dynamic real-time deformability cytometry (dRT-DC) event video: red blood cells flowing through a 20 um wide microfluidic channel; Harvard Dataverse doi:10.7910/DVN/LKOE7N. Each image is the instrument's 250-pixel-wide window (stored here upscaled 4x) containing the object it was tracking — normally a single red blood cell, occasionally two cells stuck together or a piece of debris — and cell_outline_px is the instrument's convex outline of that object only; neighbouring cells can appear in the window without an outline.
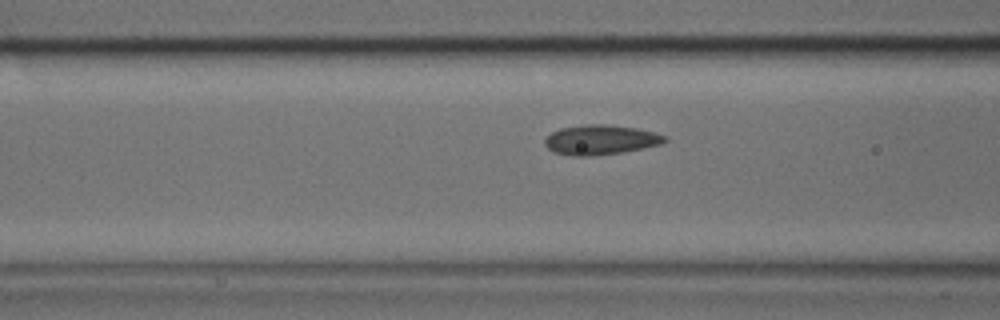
{"species": "common noctule bat (a hibernating species)", "species_latin": "Nyctalus noctula", "temperature_condition": "cold", "stored_images_in_passage": 37, "camera_frame_rate_fps": 3000, "um_per_image_px": 0.085, "animal": {"sex": "male", "body_mass_g": 17.9, "forearm_length_mm": 54.2}, "frame": {"image": 1, "passage_image": 11, "time_ms": 3.333, "image_size_px": [1000, 320], "cell_outline_px": [[668, 140], [660, 144], [644, 148], [624, 152], [596, 156], [572, 156], [552, 152], [544, 144], [544, 136], [560, 128], [584, 124], [608, 124], [636, 128], [668, 136]], "centroid_in_image_um": [51.02, 11.89], "position_along_channel_um": 115.6, "area_um2": 21.15}}
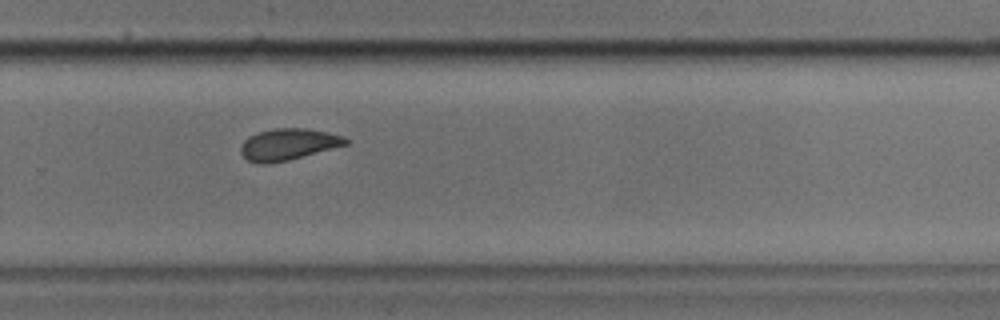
{"frame": {"image": 2, "passage_image": 25, "time_ms": 8.0, "image_size_px": [1000, 320], "cell_outline_px": [[348, 144], [288, 160], [268, 164], [260, 164], [248, 160], [240, 152], [240, 148], [244, 140], [248, 136], [256, 132], [276, 128], [308, 128], [328, 132], [344, 136], [348, 140]], "centroid_in_image_um": [24.48, 12.26], "position_along_channel_um": 305.3, "area_um2": 19.31}}
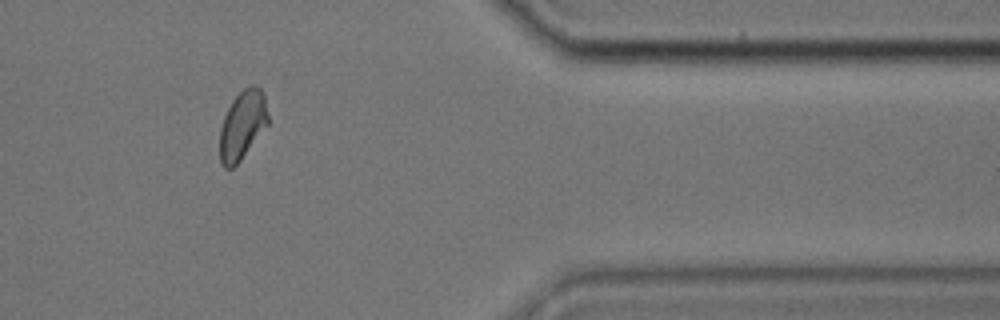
{"frame": {"image": 3, "passage_image": 33, "time_ms": 10.667, "image_size_px": [1000, 320], "cell_outline_px": [[268, 124], [240, 160], [232, 168], [224, 168], [220, 164], [220, 128], [224, 116], [232, 100], [244, 88], [252, 84], [260, 88], [264, 96], [268, 116]], "centroid_in_image_um": [20.59, 10.63], "position_along_channel_um": 390.8, "area_um2": 19.13}}